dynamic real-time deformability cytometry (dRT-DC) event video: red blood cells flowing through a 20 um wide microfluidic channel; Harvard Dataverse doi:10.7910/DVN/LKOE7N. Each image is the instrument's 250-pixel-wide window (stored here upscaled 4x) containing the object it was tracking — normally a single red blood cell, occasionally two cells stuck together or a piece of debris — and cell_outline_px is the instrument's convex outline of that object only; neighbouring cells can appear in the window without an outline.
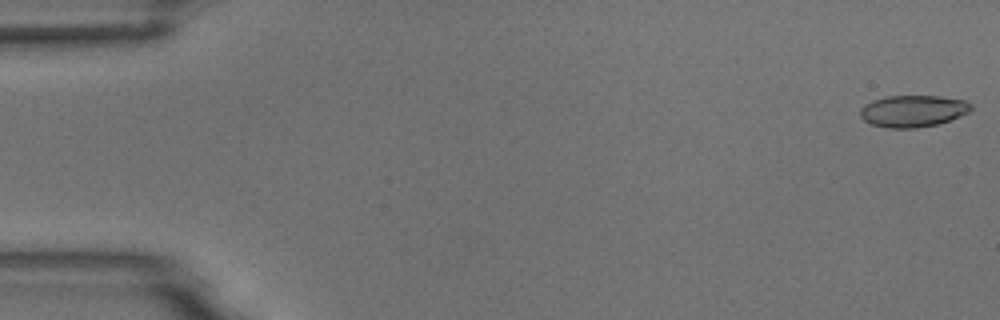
{"species": "common noctule bat (a hibernating species)", "species_latin": "Nyctalus noctula", "temperature_condition": "room temperature", "stored_images_in_passage": 54, "camera_frame_rate_fps": 3000, "um_per_image_px": 0.085, "animal": {"sex": "male", "body_mass_g": 18.8}, "frame": {"image": 1, "passage_image": 1, "time_ms": 0.0, "image_size_px": [1000, 320], "cell_outline_px": [[972, 108], [968, 112], [960, 116], [936, 124], [916, 128], [884, 128], [872, 124], [864, 120], [860, 116], [860, 108], [864, 104], [888, 96], [940, 96], [964, 100], [972, 104]], "centroid_in_image_um": [77.59, 9.44], "position_along_channel_um": 7.4, "area_um2": 20.4}}
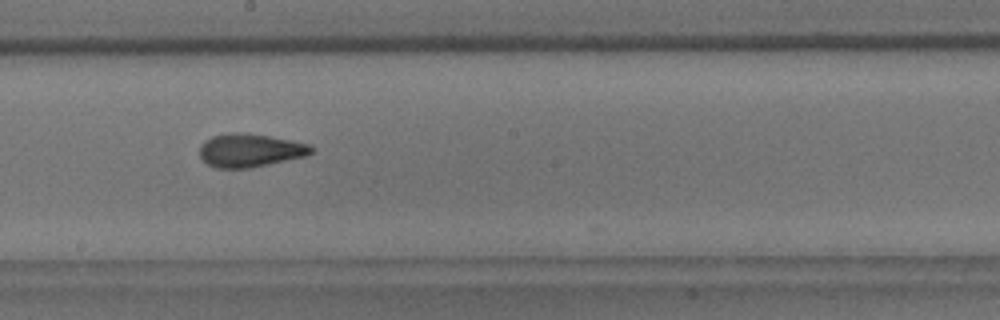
{"frame": {"image": 2, "passage_image": 30, "time_ms": 9.667, "image_size_px": [1000, 320], "cell_outline_px": [[312, 152], [304, 156], [268, 164], [248, 168], [216, 168], [208, 164], [200, 156], [200, 144], [204, 140], [212, 136], [228, 132], [236, 132], [268, 136], [308, 144], [312, 148]], "centroid_in_image_um": [21.18, 12.77], "position_along_channel_um": 227.0, "area_um2": 21.33}}
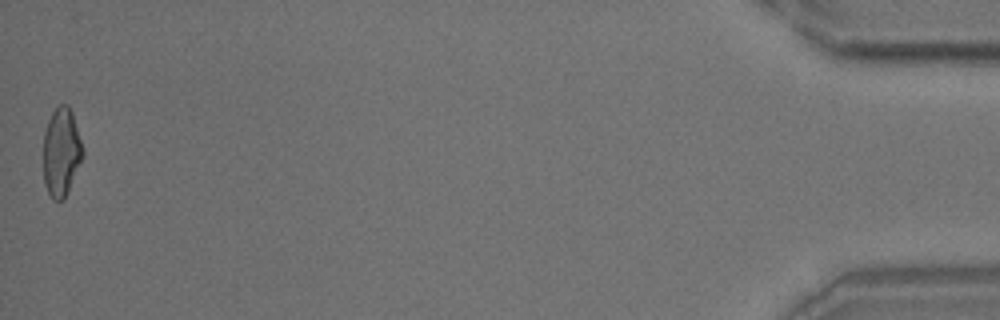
{"frame": {"image": 3, "passage_image": 54, "time_ms": 17.667, "image_size_px": [1000, 320], "cell_outline_px": [[84, 156], [64, 200], [52, 200], [44, 184], [44, 132], [48, 120], [52, 112], [60, 104], [68, 104], [72, 112], [84, 152]], "centroid_in_image_um": [5.21, 12.94], "position_along_channel_um": 430.0, "area_um2": 20.35}, "authors_computed_cell_mechanics": {"area_um2": 20.8947, "velocity_mm_per_s": 3.7289, "shape_relaxation_time_tau1_ms": 8.5285, "shape_relaxation_time_tau2_ms": 1.8224, "deformation_change_tau1": 0.1963, "deformation_change_tau2": 0.0869}}